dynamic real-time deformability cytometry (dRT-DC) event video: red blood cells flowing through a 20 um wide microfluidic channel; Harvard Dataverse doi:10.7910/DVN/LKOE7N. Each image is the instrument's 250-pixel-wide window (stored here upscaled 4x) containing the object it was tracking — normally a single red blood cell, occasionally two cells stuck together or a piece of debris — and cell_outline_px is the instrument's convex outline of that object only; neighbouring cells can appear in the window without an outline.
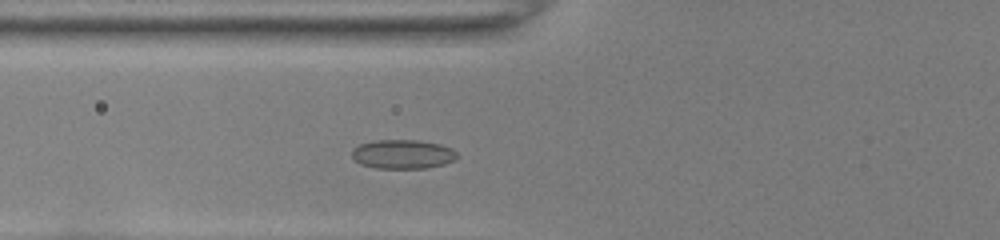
{"species": "common noctule bat (a hibernating species)", "species_latin": "Nyctalus noctula", "temperature_condition": "room temperature", "stored_images_in_passage": 32, "camera_frame_rate_fps": 3000, "um_per_image_px": 0.085, "animal": {"sex": "female", "body_mass_g": 22.0, "forearm_length_mm": 56.7}, "frame": {"image": 1, "passage_image": 2, "time_ms": 0.333, "image_size_px": [1000, 240], "cell_outline_px": [[460, 156], [456, 160], [444, 164], [428, 168], [376, 168], [360, 164], [352, 156], [352, 148], [360, 144], [376, 140], [420, 140], [440, 144], [452, 148]], "centroid_in_image_um": [34.27, 13.1], "position_along_channel_um": 91.5, "area_um2": 18.03}}
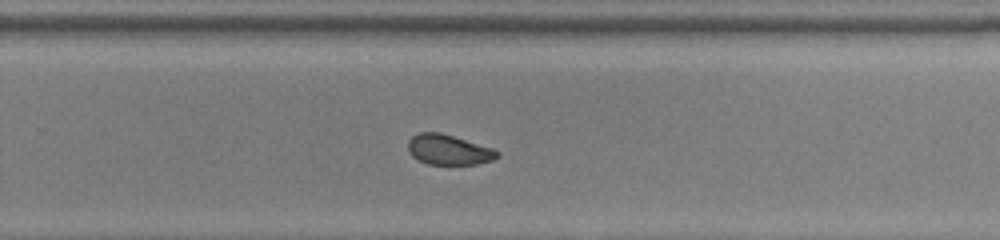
{"frame": {"image": 2, "passage_image": 17, "time_ms": 5.333, "image_size_px": [1000, 240], "cell_outline_px": [[500, 156], [492, 160], [476, 164], [428, 164], [412, 156], [408, 152], [408, 140], [412, 136], [420, 132], [440, 132], [492, 148], [500, 152]], "centroid_in_image_um": [38.12, 12.72], "position_along_channel_um": 291.7, "area_um2": 15.61}}
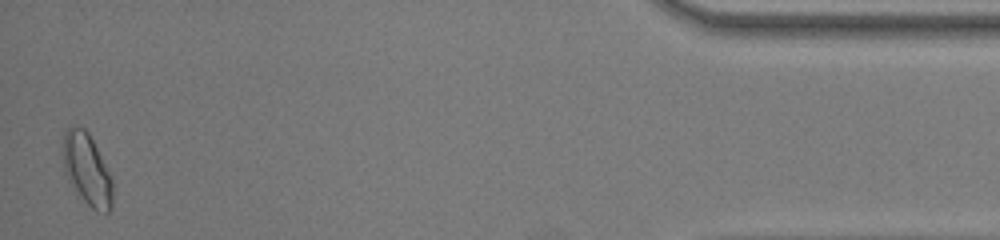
{"frame": {"image": 3, "passage_image": 32, "time_ms": 10.333, "image_size_px": [1000, 240], "cell_outline_px": [[112, 208], [108, 212], [96, 212], [76, 196], [68, 180], [64, 168], [64, 132], [72, 124], [84, 128], [88, 132], [112, 180]], "centroid_in_image_um": [7.38, 14.46], "position_along_channel_um": 427.8, "area_um2": 20.69}, "authors_computed_cell_mechanics": {"area_um2": 16.8198, "velocity_mm_per_s": 4.0016, "shape_relaxation_time_tau1_ms": 2.6571, "shape_relaxation_time_tau2_ms": 1.8478, "deformation_change_tau1": 0.0606, "deformation_change_tau2": 0.0527}}